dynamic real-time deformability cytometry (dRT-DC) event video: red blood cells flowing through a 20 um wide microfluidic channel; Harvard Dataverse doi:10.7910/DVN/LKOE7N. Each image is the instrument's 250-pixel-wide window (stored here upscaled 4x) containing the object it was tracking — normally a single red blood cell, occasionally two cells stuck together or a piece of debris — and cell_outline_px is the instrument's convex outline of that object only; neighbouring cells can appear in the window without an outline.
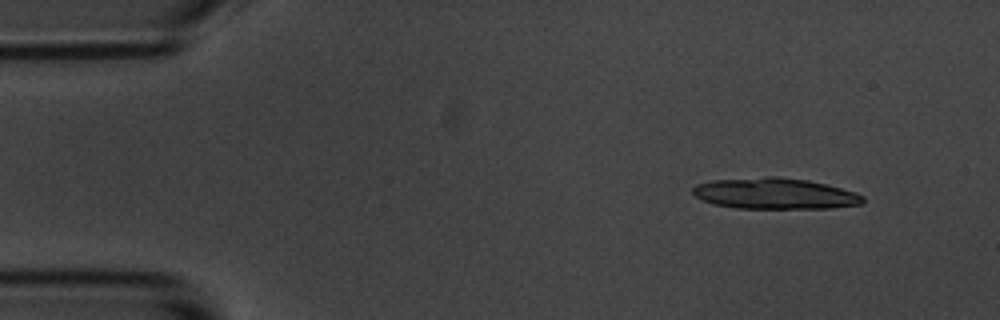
{"species": "common noctule bat (a hibernating species)", "species_latin": "Nyctalus noctula", "temperature_condition": "room temperature", "stored_images_in_passage": 5, "segment_of_instrument_passage": [1, 2], "camera_frame_rate_fps": 3000, "um_per_image_px": 0.085, "animal": {"sex": "male", "body_mass_g": 20.1, "forearm_length_mm": 53.5}, "frame": {"image": 1, "passage_image": 1, "time_ms": 0.0, "image_size_px": [1000, 320], "cell_outline_px": [[864, 200], [860, 204], [832, 208], [736, 208], [712, 204], [696, 196], [692, 192], [692, 188], [696, 184], [712, 180], [768, 176], [776, 176], [808, 180], [856, 192], [864, 196]], "centroid_in_image_um": [65.84, 16.45], "position_along_channel_um": 19.2, "area_um2": 30.75}}